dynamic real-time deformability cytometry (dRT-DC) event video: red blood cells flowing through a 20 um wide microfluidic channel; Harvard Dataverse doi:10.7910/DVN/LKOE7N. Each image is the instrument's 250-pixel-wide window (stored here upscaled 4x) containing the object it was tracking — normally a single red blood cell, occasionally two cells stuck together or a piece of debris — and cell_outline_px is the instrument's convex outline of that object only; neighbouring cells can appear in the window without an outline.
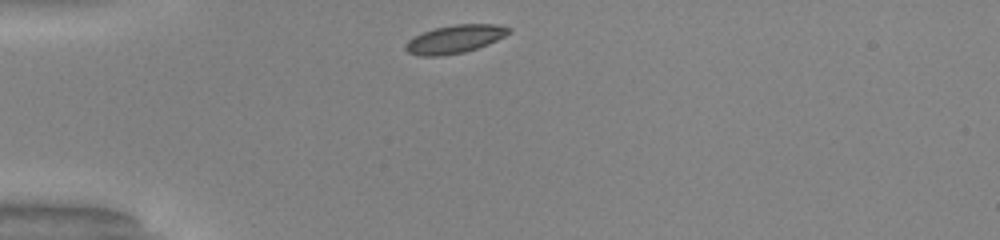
{"species": "common noctule bat (a hibernating species)", "species_latin": "Nyctalus noctula", "temperature_condition": "warm", "stored_images_in_passage": 29, "camera_frame_rate_fps": 3000, "um_per_image_px": 0.085, "animal": {"sex": "male", "body_mass_g": 20.0, "forearm_length_mm": 53.3}, "frame": {"image": 1, "passage_image": 1, "time_ms": 0.0, "image_size_px": [1000, 240], "cell_outline_px": [[512, 32], [488, 44], [464, 52], [440, 56], [420, 56], [408, 52], [404, 48], [404, 44], [408, 40], [424, 32], [436, 28], [456, 24], [496, 24], [512, 28]], "centroid_in_image_um": [38.67, 3.32], "position_along_channel_um": 46.3, "area_um2": 16.82}}
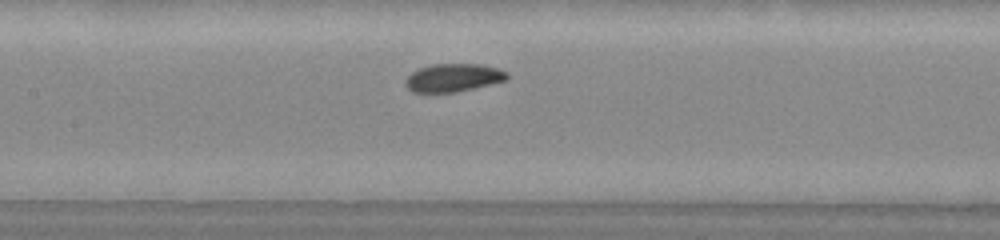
{"frame": {"image": 2, "passage_image": 12, "time_ms": 3.667, "image_size_px": [1000, 240], "cell_outline_px": [[508, 80], [456, 92], [412, 92], [404, 84], [404, 80], [412, 72], [420, 68], [432, 64], [480, 64], [496, 68], [508, 72]], "centroid_in_image_um": [38.53, 6.6], "position_along_channel_um": 168.9, "area_um2": 16.59}}
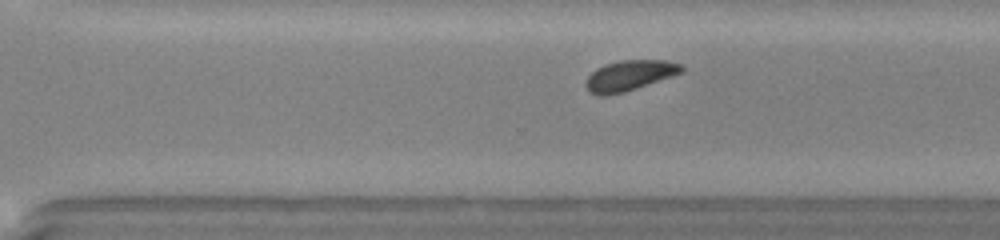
{"frame": {"image": 3, "passage_image": 23, "time_ms": 7.333, "image_size_px": [1000, 240], "cell_outline_px": [[684, 72], [624, 92], [604, 96], [600, 96], [592, 92], [584, 84], [588, 76], [596, 68], [604, 64], [620, 60], [668, 60], [684, 64]], "centroid_in_image_um": [53.54, 6.39], "position_along_channel_um": 317.1, "area_um2": 16.99}, "authors_computed_cell_mechanics": {"area_um2": 16.8776, "velocity_mm_per_s": 4.0371, "shape_relaxation_time_tau1_ms": 1.8068, "shape_relaxation_time_tau2_ms": 2.1642, "deformation_change_tau1": 0.0858, "deformation_change_tau2": 0.0607}}